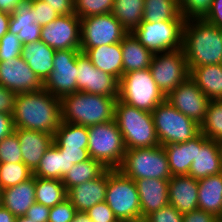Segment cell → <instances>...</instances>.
Instances as JSON below:
<instances>
[{
	"label": "cell",
	"instance_id": "6da1fadb",
	"mask_svg": "<svg viewBox=\"0 0 222 222\" xmlns=\"http://www.w3.org/2000/svg\"><path fill=\"white\" fill-rule=\"evenodd\" d=\"M12 118L15 128L54 135L62 121L61 99L44 88L38 91L18 93Z\"/></svg>",
	"mask_w": 222,
	"mask_h": 222
},
{
	"label": "cell",
	"instance_id": "7a4b0ae2",
	"mask_svg": "<svg viewBox=\"0 0 222 222\" xmlns=\"http://www.w3.org/2000/svg\"><path fill=\"white\" fill-rule=\"evenodd\" d=\"M182 49L188 67L222 64V28L204 19L185 20Z\"/></svg>",
	"mask_w": 222,
	"mask_h": 222
},
{
	"label": "cell",
	"instance_id": "3957f363",
	"mask_svg": "<svg viewBox=\"0 0 222 222\" xmlns=\"http://www.w3.org/2000/svg\"><path fill=\"white\" fill-rule=\"evenodd\" d=\"M118 97L89 94L77 91L61 98V119L90 127L114 120L115 104Z\"/></svg>",
	"mask_w": 222,
	"mask_h": 222
},
{
	"label": "cell",
	"instance_id": "277c9868",
	"mask_svg": "<svg viewBox=\"0 0 222 222\" xmlns=\"http://www.w3.org/2000/svg\"><path fill=\"white\" fill-rule=\"evenodd\" d=\"M114 120L127 149L159 146L152 113L127 105L117 99Z\"/></svg>",
	"mask_w": 222,
	"mask_h": 222
},
{
	"label": "cell",
	"instance_id": "5b68a950",
	"mask_svg": "<svg viewBox=\"0 0 222 222\" xmlns=\"http://www.w3.org/2000/svg\"><path fill=\"white\" fill-rule=\"evenodd\" d=\"M88 153L90 158L100 161L107 169H119L126 148L122 133L115 120L88 127Z\"/></svg>",
	"mask_w": 222,
	"mask_h": 222
},
{
	"label": "cell",
	"instance_id": "8992f818",
	"mask_svg": "<svg viewBox=\"0 0 222 222\" xmlns=\"http://www.w3.org/2000/svg\"><path fill=\"white\" fill-rule=\"evenodd\" d=\"M160 145L176 144L193 139L201 133L200 125L179 112L166 100L151 112Z\"/></svg>",
	"mask_w": 222,
	"mask_h": 222
},
{
	"label": "cell",
	"instance_id": "52a82bcc",
	"mask_svg": "<svg viewBox=\"0 0 222 222\" xmlns=\"http://www.w3.org/2000/svg\"><path fill=\"white\" fill-rule=\"evenodd\" d=\"M119 170L134 181L146 178L169 180L172 177L162 145L127 149Z\"/></svg>",
	"mask_w": 222,
	"mask_h": 222
},
{
	"label": "cell",
	"instance_id": "ba28073f",
	"mask_svg": "<svg viewBox=\"0 0 222 222\" xmlns=\"http://www.w3.org/2000/svg\"><path fill=\"white\" fill-rule=\"evenodd\" d=\"M118 99L137 109L152 112L158 104L166 100L150 69L125 73L119 84Z\"/></svg>",
	"mask_w": 222,
	"mask_h": 222
},
{
	"label": "cell",
	"instance_id": "9c48e42d",
	"mask_svg": "<svg viewBox=\"0 0 222 222\" xmlns=\"http://www.w3.org/2000/svg\"><path fill=\"white\" fill-rule=\"evenodd\" d=\"M105 202L118 220L141 216L136 182L119 169H108Z\"/></svg>",
	"mask_w": 222,
	"mask_h": 222
},
{
	"label": "cell",
	"instance_id": "30bf717a",
	"mask_svg": "<svg viewBox=\"0 0 222 222\" xmlns=\"http://www.w3.org/2000/svg\"><path fill=\"white\" fill-rule=\"evenodd\" d=\"M185 21H142L132 32L139 42L153 54L182 48Z\"/></svg>",
	"mask_w": 222,
	"mask_h": 222
},
{
	"label": "cell",
	"instance_id": "8fae6325",
	"mask_svg": "<svg viewBox=\"0 0 222 222\" xmlns=\"http://www.w3.org/2000/svg\"><path fill=\"white\" fill-rule=\"evenodd\" d=\"M149 69L152 78L165 97L190 76L182 48L154 54Z\"/></svg>",
	"mask_w": 222,
	"mask_h": 222
},
{
	"label": "cell",
	"instance_id": "7c38bea8",
	"mask_svg": "<svg viewBox=\"0 0 222 222\" xmlns=\"http://www.w3.org/2000/svg\"><path fill=\"white\" fill-rule=\"evenodd\" d=\"M82 53L89 48L121 42L128 34L112 13L80 19Z\"/></svg>",
	"mask_w": 222,
	"mask_h": 222
},
{
	"label": "cell",
	"instance_id": "4fadbf2b",
	"mask_svg": "<svg viewBox=\"0 0 222 222\" xmlns=\"http://www.w3.org/2000/svg\"><path fill=\"white\" fill-rule=\"evenodd\" d=\"M81 50H55L53 70L43 88L57 98L77 92V56Z\"/></svg>",
	"mask_w": 222,
	"mask_h": 222
},
{
	"label": "cell",
	"instance_id": "5bb4252c",
	"mask_svg": "<svg viewBox=\"0 0 222 222\" xmlns=\"http://www.w3.org/2000/svg\"><path fill=\"white\" fill-rule=\"evenodd\" d=\"M40 40L54 50H80V18L75 14L58 16L41 27Z\"/></svg>",
	"mask_w": 222,
	"mask_h": 222
},
{
	"label": "cell",
	"instance_id": "9a60e30c",
	"mask_svg": "<svg viewBox=\"0 0 222 222\" xmlns=\"http://www.w3.org/2000/svg\"><path fill=\"white\" fill-rule=\"evenodd\" d=\"M77 91L109 97L119 96L120 81L100 69L82 52L77 56Z\"/></svg>",
	"mask_w": 222,
	"mask_h": 222
},
{
	"label": "cell",
	"instance_id": "2e32d148",
	"mask_svg": "<svg viewBox=\"0 0 222 222\" xmlns=\"http://www.w3.org/2000/svg\"><path fill=\"white\" fill-rule=\"evenodd\" d=\"M166 101L201 125L204 122L210 99L189 76L166 97Z\"/></svg>",
	"mask_w": 222,
	"mask_h": 222
},
{
	"label": "cell",
	"instance_id": "e0dca14e",
	"mask_svg": "<svg viewBox=\"0 0 222 222\" xmlns=\"http://www.w3.org/2000/svg\"><path fill=\"white\" fill-rule=\"evenodd\" d=\"M0 85L18 93L38 91L43 82L22 57L0 61Z\"/></svg>",
	"mask_w": 222,
	"mask_h": 222
},
{
	"label": "cell",
	"instance_id": "ac0fdd59",
	"mask_svg": "<svg viewBox=\"0 0 222 222\" xmlns=\"http://www.w3.org/2000/svg\"><path fill=\"white\" fill-rule=\"evenodd\" d=\"M222 172V142L196 136V155L188 175L196 180Z\"/></svg>",
	"mask_w": 222,
	"mask_h": 222
},
{
	"label": "cell",
	"instance_id": "d6986e66",
	"mask_svg": "<svg viewBox=\"0 0 222 222\" xmlns=\"http://www.w3.org/2000/svg\"><path fill=\"white\" fill-rule=\"evenodd\" d=\"M14 132L20 143L23 163L34 172L46 150L53 144L54 135L22 128H15Z\"/></svg>",
	"mask_w": 222,
	"mask_h": 222
},
{
	"label": "cell",
	"instance_id": "ffe728a7",
	"mask_svg": "<svg viewBox=\"0 0 222 222\" xmlns=\"http://www.w3.org/2000/svg\"><path fill=\"white\" fill-rule=\"evenodd\" d=\"M108 169L99 177L71 187L67 198L77 211L86 212L97 203L105 201Z\"/></svg>",
	"mask_w": 222,
	"mask_h": 222
},
{
	"label": "cell",
	"instance_id": "44dd1931",
	"mask_svg": "<svg viewBox=\"0 0 222 222\" xmlns=\"http://www.w3.org/2000/svg\"><path fill=\"white\" fill-rule=\"evenodd\" d=\"M198 180L189 175H176L169 179V204L181 214L198 209Z\"/></svg>",
	"mask_w": 222,
	"mask_h": 222
},
{
	"label": "cell",
	"instance_id": "7402d4cb",
	"mask_svg": "<svg viewBox=\"0 0 222 222\" xmlns=\"http://www.w3.org/2000/svg\"><path fill=\"white\" fill-rule=\"evenodd\" d=\"M135 182L139 193L141 216L147 217L169 204V180L146 178Z\"/></svg>",
	"mask_w": 222,
	"mask_h": 222
},
{
	"label": "cell",
	"instance_id": "603a6c76",
	"mask_svg": "<svg viewBox=\"0 0 222 222\" xmlns=\"http://www.w3.org/2000/svg\"><path fill=\"white\" fill-rule=\"evenodd\" d=\"M35 176L15 186L1 190L2 206L15 217L24 216L35 201Z\"/></svg>",
	"mask_w": 222,
	"mask_h": 222
},
{
	"label": "cell",
	"instance_id": "cb8c5ba5",
	"mask_svg": "<svg viewBox=\"0 0 222 222\" xmlns=\"http://www.w3.org/2000/svg\"><path fill=\"white\" fill-rule=\"evenodd\" d=\"M84 54L97 69L120 81L123 76V54L120 42L89 48Z\"/></svg>",
	"mask_w": 222,
	"mask_h": 222
},
{
	"label": "cell",
	"instance_id": "d4e9b609",
	"mask_svg": "<svg viewBox=\"0 0 222 222\" xmlns=\"http://www.w3.org/2000/svg\"><path fill=\"white\" fill-rule=\"evenodd\" d=\"M55 50L43 41L38 40L22 45L21 57L42 82L53 70V59Z\"/></svg>",
	"mask_w": 222,
	"mask_h": 222
},
{
	"label": "cell",
	"instance_id": "484cf974",
	"mask_svg": "<svg viewBox=\"0 0 222 222\" xmlns=\"http://www.w3.org/2000/svg\"><path fill=\"white\" fill-rule=\"evenodd\" d=\"M120 43L123 54V75L150 67L154 54L145 48L132 32L128 33Z\"/></svg>",
	"mask_w": 222,
	"mask_h": 222
},
{
	"label": "cell",
	"instance_id": "4316f807",
	"mask_svg": "<svg viewBox=\"0 0 222 222\" xmlns=\"http://www.w3.org/2000/svg\"><path fill=\"white\" fill-rule=\"evenodd\" d=\"M190 77L210 100H222V64L188 67Z\"/></svg>",
	"mask_w": 222,
	"mask_h": 222
},
{
	"label": "cell",
	"instance_id": "83f0119b",
	"mask_svg": "<svg viewBox=\"0 0 222 222\" xmlns=\"http://www.w3.org/2000/svg\"><path fill=\"white\" fill-rule=\"evenodd\" d=\"M198 209L218 217L222 212V172L198 180Z\"/></svg>",
	"mask_w": 222,
	"mask_h": 222
},
{
	"label": "cell",
	"instance_id": "f1b7e54d",
	"mask_svg": "<svg viewBox=\"0 0 222 222\" xmlns=\"http://www.w3.org/2000/svg\"><path fill=\"white\" fill-rule=\"evenodd\" d=\"M172 176L188 175L196 155V137L186 142L163 146Z\"/></svg>",
	"mask_w": 222,
	"mask_h": 222
},
{
	"label": "cell",
	"instance_id": "f546056e",
	"mask_svg": "<svg viewBox=\"0 0 222 222\" xmlns=\"http://www.w3.org/2000/svg\"><path fill=\"white\" fill-rule=\"evenodd\" d=\"M74 164H70L65 154L52 144L44 153L33 176L44 179L62 180Z\"/></svg>",
	"mask_w": 222,
	"mask_h": 222
},
{
	"label": "cell",
	"instance_id": "4dcf8cb0",
	"mask_svg": "<svg viewBox=\"0 0 222 222\" xmlns=\"http://www.w3.org/2000/svg\"><path fill=\"white\" fill-rule=\"evenodd\" d=\"M88 142V127L82 125L61 121L54 133L53 144L58 149H88Z\"/></svg>",
	"mask_w": 222,
	"mask_h": 222
},
{
	"label": "cell",
	"instance_id": "1f68e13d",
	"mask_svg": "<svg viewBox=\"0 0 222 222\" xmlns=\"http://www.w3.org/2000/svg\"><path fill=\"white\" fill-rule=\"evenodd\" d=\"M142 21H185L179 10L178 0H144Z\"/></svg>",
	"mask_w": 222,
	"mask_h": 222
},
{
	"label": "cell",
	"instance_id": "d6a6232c",
	"mask_svg": "<svg viewBox=\"0 0 222 222\" xmlns=\"http://www.w3.org/2000/svg\"><path fill=\"white\" fill-rule=\"evenodd\" d=\"M144 0H114L112 14L128 33L142 22Z\"/></svg>",
	"mask_w": 222,
	"mask_h": 222
},
{
	"label": "cell",
	"instance_id": "836d02e7",
	"mask_svg": "<svg viewBox=\"0 0 222 222\" xmlns=\"http://www.w3.org/2000/svg\"><path fill=\"white\" fill-rule=\"evenodd\" d=\"M106 170L107 168L100 161L89 158L74 164L63 177L62 182L68 191L71 187L101 176Z\"/></svg>",
	"mask_w": 222,
	"mask_h": 222
},
{
	"label": "cell",
	"instance_id": "e575fe53",
	"mask_svg": "<svg viewBox=\"0 0 222 222\" xmlns=\"http://www.w3.org/2000/svg\"><path fill=\"white\" fill-rule=\"evenodd\" d=\"M35 201L52 208L67 198L62 180L35 177Z\"/></svg>",
	"mask_w": 222,
	"mask_h": 222
},
{
	"label": "cell",
	"instance_id": "d590c367",
	"mask_svg": "<svg viewBox=\"0 0 222 222\" xmlns=\"http://www.w3.org/2000/svg\"><path fill=\"white\" fill-rule=\"evenodd\" d=\"M201 133L207 138L222 142V100H210Z\"/></svg>",
	"mask_w": 222,
	"mask_h": 222
},
{
	"label": "cell",
	"instance_id": "8d00e7d4",
	"mask_svg": "<svg viewBox=\"0 0 222 222\" xmlns=\"http://www.w3.org/2000/svg\"><path fill=\"white\" fill-rule=\"evenodd\" d=\"M33 172L23 163H0V189L15 186L30 179Z\"/></svg>",
	"mask_w": 222,
	"mask_h": 222
},
{
	"label": "cell",
	"instance_id": "74e56055",
	"mask_svg": "<svg viewBox=\"0 0 222 222\" xmlns=\"http://www.w3.org/2000/svg\"><path fill=\"white\" fill-rule=\"evenodd\" d=\"M114 0H74V14L80 19L112 12Z\"/></svg>",
	"mask_w": 222,
	"mask_h": 222
},
{
	"label": "cell",
	"instance_id": "f35d334b",
	"mask_svg": "<svg viewBox=\"0 0 222 222\" xmlns=\"http://www.w3.org/2000/svg\"><path fill=\"white\" fill-rule=\"evenodd\" d=\"M213 0H178L179 10L185 20L204 19Z\"/></svg>",
	"mask_w": 222,
	"mask_h": 222
},
{
	"label": "cell",
	"instance_id": "ab89813d",
	"mask_svg": "<svg viewBox=\"0 0 222 222\" xmlns=\"http://www.w3.org/2000/svg\"><path fill=\"white\" fill-rule=\"evenodd\" d=\"M23 162L17 134L13 132L0 141V163Z\"/></svg>",
	"mask_w": 222,
	"mask_h": 222
},
{
	"label": "cell",
	"instance_id": "60d3db41",
	"mask_svg": "<svg viewBox=\"0 0 222 222\" xmlns=\"http://www.w3.org/2000/svg\"><path fill=\"white\" fill-rule=\"evenodd\" d=\"M31 0H26L17 5L10 14L9 27H26L35 23Z\"/></svg>",
	"mask_w": 222,
	"mask_h": 222
},
{
	"label": "cell",
	"instance_id": "b9f144b4",
	"mask_svg": "<svg viewBox=\"0 0 222 222\" xmlns=\"http://www.w3.org/2000/svg\"><path fill=\"white\" fill-rule=\"evenodd\" d=\"M22 42L17 35L7 32L0 38V61H5L21 56Z\"/></svg>",
	"mask_w": 222,
	"mask_h": 222
},
{
	"label": "cell",
	"instance_id": "7bdbcfd3",
	"mask_svg": "<svg viewBox=\"0 0 222 222\" xmlns=\"http://www.w3.org/2000/svg\"><path fill=\"white\" fill-rule=\"evenodd\" d=\"M31 6L33 7L35 23L41 27L47 25L60 16L49 4L42 0H31Z\"/></svg>",
	"mask_w": 222,
	"mask_h": 222
},
{
	"label": "cell",
	"instance_id": "ee69618b",
	"mask_svg": "<svg viewBox=\"0 0 222 222\" xmlns=\"http://www.w3.org/2000/svg\"><path fill=\"white\" fill-rule=\"evenodd\" d=\"M76 211L69 199L66 198L50 209L47 222H72Z\"/></svg>",
	"mask_w": 222,
	"mask_h": 222
},
{
	"label": "cell",
	"instance_id": "f6af8a7d",
	"mask_svg": "<svg viewBox=\"0 0 222 222\" xmlns=\"http://www.w3.org/2000/svg\"><path fill=\"white\" fill-rule=\"evenodd\" d=\"M148 222H183V214H181L174 206L168 204L165 207L149 214Z\"/></svg>",
	"mask_w": 222,
	"mask_h": 222
},
{
	"label": "cell",
	"instance_id": "bcb514c9",
	"mask_svg": "<svg viewBox=\"0 0 222 222\" xmlns=\"http://www.w3.org/2000/svg\"><path fill=\"white\" fill-rule=\"evenodd\" d=\"M8 31L17 35L22 45L40 40L41 26L34 23L26 27H9Z\"/></svg>",
	"mask_w": 222,
	"mask_h": 222
},
{
	"label": "cell",
	"instance_id": "7dc6e473",
	"mask_svg": "<svg viewBox=\"0 0 222 222\" xmlns=\"http://www.w3.org/2000/svg\"><path fill=\"white\" fill-rule=\"evenodd\" d=\"M92 222H116L118 219L115 217L112 209L104 201L95 204L86 211Z\"/></svg>",
	"mask_w": 222,
	"mask_h": 222
},
{
	"label": "cell",
	"instance_id": "c3c4849f",
	"mask_svg": "<svg viewBox=\"0 0 222 222\" xmlns=\"http://www.w3.org/2000/svg\"><path fill=\"white\" fill-rule=\"evenodd\" d=\"M16 93L0 85V112L12 115Z\"/></svg>",
	"mask_w": 222,
	"mask_h": 222
},
{
	"label": "cell",
	"instance_id": "681fc988",
	"mask_svg": "<svg viewBox=\"0 0 222 222\" xmlns=\"http://www.w3.org/2000/svg\"><path fill=\"white\" fill-rule=\"evenodd\" d=\"M50 209L51 208L46 207L43 204L35 202L30 206V208L27 210L24 216H26L27 218H29L34 222H47Z\"/></svg>",
	"mask_w": 222,
	"mask_h": 222
},
{
	"label": "cell",
	"instance_id": "f907efd6",
	"mask_svg": "<svg viewBox=\"0 0 222 222\" xmlns=\"http://www.w3.org/2000/svg\"><path fill=\"white\" fill-rule=\"evenodd\" d=\"M204 20L213 26L222 28V0H213L210 11Z\"/></svg>",
	"mask_w": 222,
	"mask_h": 222
},
{
	"label": "cell",
	"instance_id": "816d5d0a",
	"mask_svg": "<svg viewBox=\"0 0 222 222\" xmlns=\"http://www.w3.org/2000/svg\"><path fill=\"white\" fill-rule=\"evenodd\" d=\"M49 4L58 15L74 14V0H42Z\"/></svg>",
	"mask_w": 222,
	"mask_h": 222
},
{
	"label": "cell",
	"instance_id": "f5cc1de1",
	"mask_svg": "<svg viewBox=\"0 0 222 222\" xmlns=\"http://www.w3.org/2000/svg\"><path fill=\"white\" fill-rule=\"evenodd\" d=\"M216 216L204 210H194L183 214V222H214Z\"/></svg>",
	"mask_w": 222,
	"mask_h": 222
},
{
	"label": "cell",
	"instance_id": "db71d44e",
	"mask_svg": "<svg viewBox=\"0 0 222 222\" xmlns=\"http://www.w3.org/2000/svg\"><path fill=\"white\" fill-rule=\"evenodd\" d=\"M62 154H65L70 164L88 160L90 158L88 149H59Z\"/></svg>",
	"mask_w": 222,
	"mask_h": 222
},
{
	"label": "cell",
	"instance_id": "11a10c76",
	"mask_svg": "<svg viewBox=\"0 0 222 222\" xmlns=\"http://www.w3.org/2000/svg\"><path fill=\"white\" fill-rule=\"evenodd\" d=\"M12 115L0 112V141L14 132Z\"/></svg>",
	"mask_w": 222,
	"mask_h": 222
},
{
	"label": "cell",
	"instance_id": "9f6ffc18",
	"mask_svg": "<svg viewBox=\"0 0 222 222\" xmlns=\"http://www.w3.org/2000/svg\"><path fill=\"white\" fill-rule=\"evenodd\" d=\"M9 22L10 13L0 11V38H2L8 32Z\"/></svg>",
	"mask_w": 222,
	"mask_h": 222
},
{
	"label": "cell",
	"instance_id": "6f0895ef",
	"mask_svg": "<svg viewBox=\"0 0 222 222\" xmlns=\"http://www.w3.org/2000/svg\"><path fill=\"white\" fill-rule=\"evenodd\" d=\"M26 0H0V11L12 13L14 8Z\"/></svg>",
	"mask_w": 222,
	"mask_h": 222
},
{
	"label": "cell",
	"instance_id": "680465c9",
	"mask_svg": "<svg viewBox=\"0 0 222 222\" xmlns=\"http://www.w3.org/2000/svg\"><path fill=\"white\" fill-rule=\"evenodd\" d=\"M16 217L3 206L0 207V222H15Z\"/></svg>",
	"mask_w": 222,
	"mask_h": 222
},
{
	"label": "cell",
	"instance_id": "91938a15",
	"mask_svg": "<svg viewBox=\"0 0 222 222\" xmlns=\"http://www.w3.org/2000/svg\"><path fill=\"white\" fill-rule=\"evenodd\" d=\"M72 222H92V220L89 218L87 212L76 211Z\"/></svg>",
	"mask_w": 222,
	"mask_h": 222
},
{
	"label": "cell",
	"instance_id": "94428289",
	"mask_svg": "<svg viewBox=\"0 0 222 222\" xmlns=\"http://www.w3.org/2000/svg\"><path fill=\"white\" fill-rule=\"evenodd\" d=\"M121 222H148V220L145 216H138L134 218L123 219L121 220Z\"/></svg>",
	"mask_w": 222,
	"mask_h": 222
},
{
	"label": "cell",
	"instance_id": "6125c7cd",
	"mask_svg": "<svg viewBox=\"0 0 222 222\" xmlns=\"http://www.w3.org/2000/svg\"><path fill=\"white\" fill-rule=\"evenodd\" d=\"M15 222H34V221L30 220L26 216H20V217H16Z\"/></svg>",
	"mask_w": 222,
	"mask_h": 222
},
{
	"label": "cell",
	"instance_id": "be15d7a7",
	"mask_svg": "<svg viewBox=\"0 0 222 222\" xmlns=\"http://www.w3.org/2000/svg\"><path fill=\"white\" fill-rule=\"evenodd\" d=\"M2 206V200H1V189H0V207Z\"/></svg>",
	"mask_w": 222,
	"mask_h": 222
},
{
	"label": "cell",
	"instance_id": "e7e4bbea",
	"mask_svg": "<svg viewBox=\"0 0 222 222\" xmlns=\"http://www.w3.org/2000/svg\"><path fill=\"white\" fill-rule=\"evenodd\" d=\"M214 222H222V220H220V219L217 217Z\"/></svg>",
	"mask_w": 222,
	"mask_h": 222
},
{
	"label": "cell",
	"instance_id": "03108f58",
	"mask_svg": "<svg viewBox=\"0 0 222 222\" xmlns=\"http://www.w3.org/2000/svg\"><path fill=\"white\" fill-rule=\"evenodd\" d=\"M218 218H219L220 220H222V212H221V214L218 216Z\"/></svg>",
	"mask_w": 222,
	"mask_h": 222
}]
</instances>
